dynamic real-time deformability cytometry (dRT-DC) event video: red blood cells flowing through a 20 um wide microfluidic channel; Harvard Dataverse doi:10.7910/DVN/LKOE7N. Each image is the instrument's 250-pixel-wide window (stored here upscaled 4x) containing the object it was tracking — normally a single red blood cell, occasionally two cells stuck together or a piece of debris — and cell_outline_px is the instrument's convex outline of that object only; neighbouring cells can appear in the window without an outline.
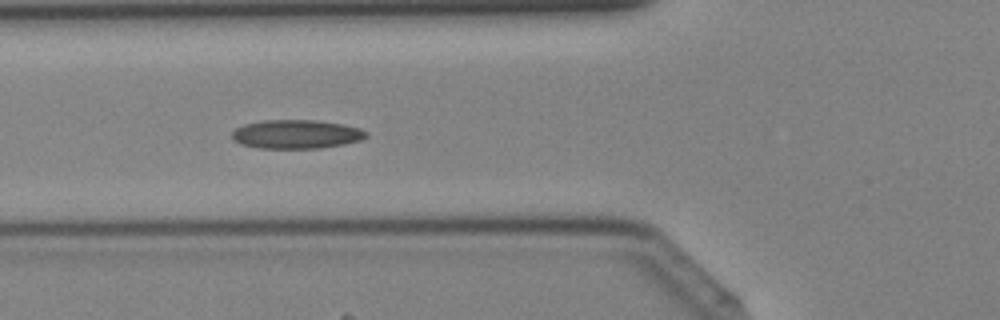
{"species": "Egyptian fruit bat (a non-hibernating species)", "species_latin": "Rousettus aegyptiacus", "temperature_condition": "cold", "stored_images_in_passage": 10, "camera_frame_rate_fps": 3000, "um_per_image_px": 0.085, "animal": {"sex": "female"}, "frame": {"image": 1, "passage_image": 7, "time_ms": 2.0, "image_size_px": [1000, 320], "cell_outline_px": [[368, 136], [360, 140], [344, 144], [320, 148], [260, 148], [240, 144], [232, 140], [232, 132], [236, 128], [244, 124], [264, 120], [316, 120], [344, 124], [360, 128], [368, 132]], "centroid_in_image_um": [25.19, 11.4], "position_along_channel_um": 100.6, "area_um2": 22.66}}